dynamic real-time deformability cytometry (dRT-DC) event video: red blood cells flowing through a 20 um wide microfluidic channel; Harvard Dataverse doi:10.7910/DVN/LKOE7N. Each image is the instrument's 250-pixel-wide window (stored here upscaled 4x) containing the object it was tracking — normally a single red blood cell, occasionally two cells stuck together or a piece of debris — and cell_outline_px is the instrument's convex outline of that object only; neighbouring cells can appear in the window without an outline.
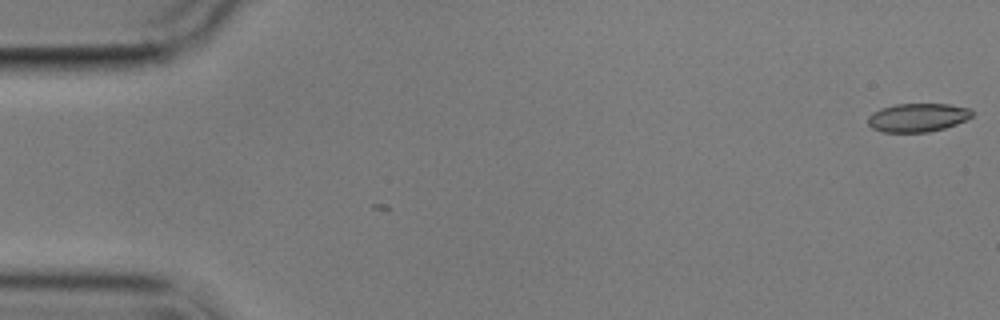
{"species": "common noctule bat (a hibernating species)", "species_latin": "Nyctalus noctula", "temperature_condition": "cold", "stored_images_in_passage": 4, "camera_frame_rate_fps": 3000, "um_per_image_px": 0.085, "animal": {"sex": "male", "body_mass_g": 17.9}, "frame": {"image": 1, "passage_image": 1, "time_ms": 0.0, "image_size_px": [1000, 320], "cell_outline_px": [[972, 116], [956, 124], [944, 128], [928, 132], [884, 132], [872, 128], [868, 124], [868, 116], [872, 112], [880, 108], [896, 104], [948, 104], [972, 108]], "centroid_in_image_um": [77.99, 9.98], "position_along_channel_um": 7.0, "area_um2": 17.34}}
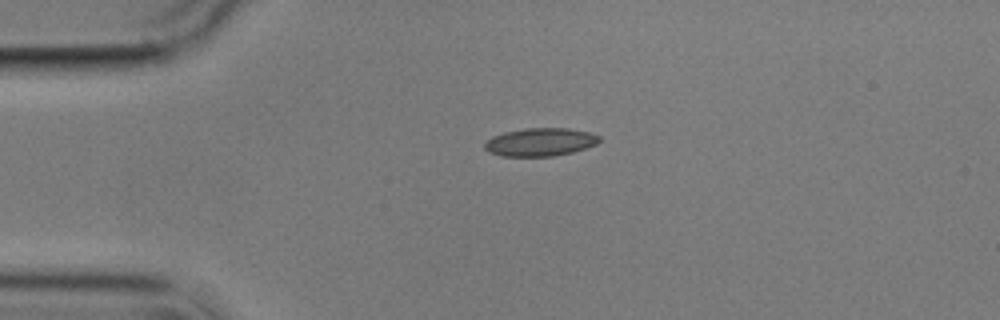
{"frame": {"image": 2, "passage_image": 4, "time_ms": 4.0, "image_size_px": [1000, 320], "cell_outline_px": [[600, 140], [596, 144], [572, 152], [552, 156], [504, 156], [488, 152], [484, 148], [484, 144], [492, 136], [504, 132], [524, 128], [568, 128], [588, 132], [600, 136]], "centroid_in_image_um": [45.9, 12.07], "position_along_channel_um": 39.1, "area_um2": 18.67}}